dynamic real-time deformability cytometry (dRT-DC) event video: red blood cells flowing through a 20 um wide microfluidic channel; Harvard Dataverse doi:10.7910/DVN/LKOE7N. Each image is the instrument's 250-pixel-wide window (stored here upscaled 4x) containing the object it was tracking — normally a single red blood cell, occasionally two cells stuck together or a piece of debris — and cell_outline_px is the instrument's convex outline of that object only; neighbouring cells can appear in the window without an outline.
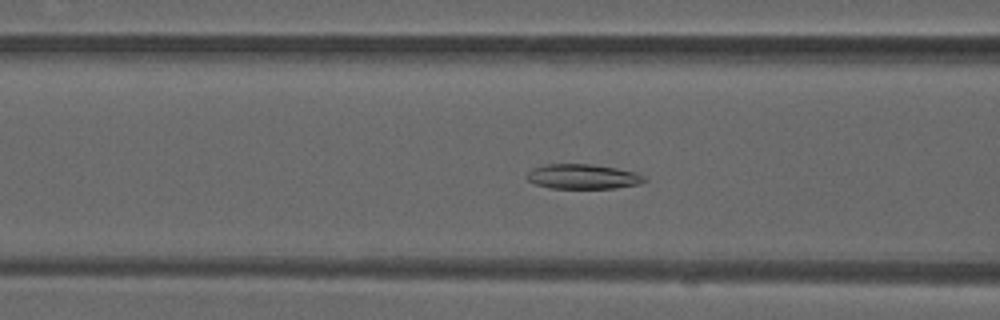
{"species": "common noctule bat (a hibernating species)", "species_latin": "Nyctalus noctula", "temperature_condition": "warm", "stored_images_in_passage": 51, "camera_frame_rate_fps": 3000, "um_per_image_px": 0.085, "animal": {"sex": "male", "forearm_length_mm": 52.5}, "frame": {"image": 1, "passage_image": 19, "time_ms": 6.0, "image_size_px": [1000, 320], "cell_outline_px": [[648, 180], [640, 184], [612, 188], [552, 188], [536, 184], [528, 180], [528, 172], [532, 168], [544, 164], [592, 164], [616, 168], [636, 172], [644, 176]], "centroid_in_image_um": [49.57, 15.0], "position_along_channel_um": 117.0, "area_um2": 16.94}}
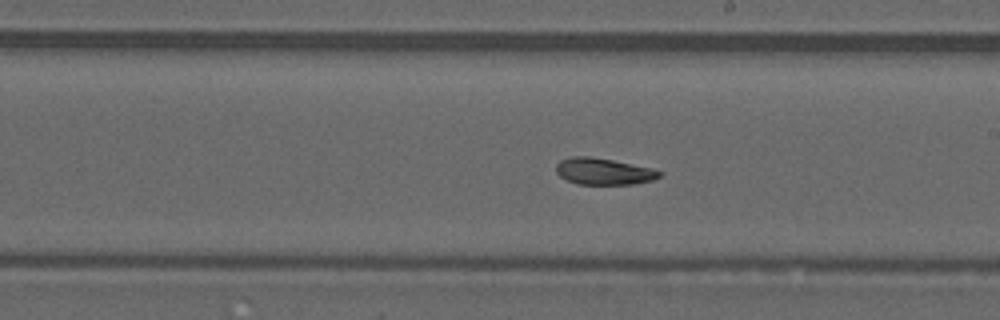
{"frame": {"image": 2, "passage_image": 28, "time_ms": 9.0, "image_size_px": [1000, 320], "cell_outline_px": [[660, 176], [652, 180], [632, 184], [576, 184], [560, 176], [556, 172], [556, 164], [560, 160], [572, 156], [588, 156], [612, 160], [652, 168], [660, 172]], "centroid_in_image_um": [51.26, 14.56], "position_along_channel_um": 237.7, "area_um2": 15.84}}
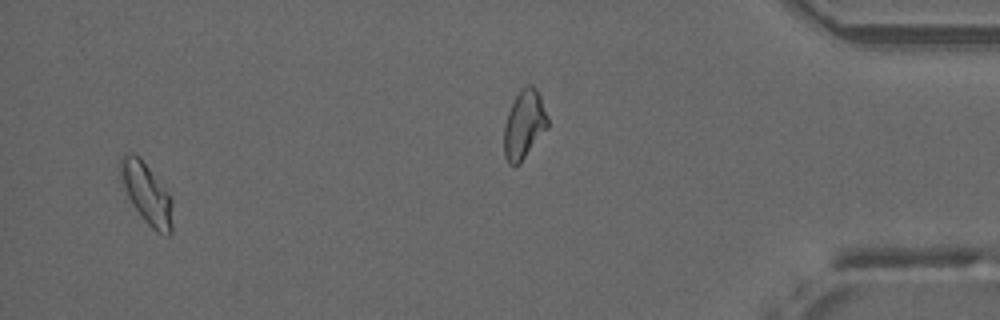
{"frame": {"image": 3, "passage_image": 48, "time_ms": 15.667, "image_size_px": [1000, 320], "cell_outline_px": [[172, 232], [168, 236], [164, 236], [156, 232], [144, 220], [132, 204], [128, 196], [120, 176], [120, 160], [124, 156], [132, 152], [148, 168], [168, 192], [172, 200]], "centroid_in_image_um": [12.5, 16.52], "position_along_channel_um": 422.7, "area_um2": 17.98}}